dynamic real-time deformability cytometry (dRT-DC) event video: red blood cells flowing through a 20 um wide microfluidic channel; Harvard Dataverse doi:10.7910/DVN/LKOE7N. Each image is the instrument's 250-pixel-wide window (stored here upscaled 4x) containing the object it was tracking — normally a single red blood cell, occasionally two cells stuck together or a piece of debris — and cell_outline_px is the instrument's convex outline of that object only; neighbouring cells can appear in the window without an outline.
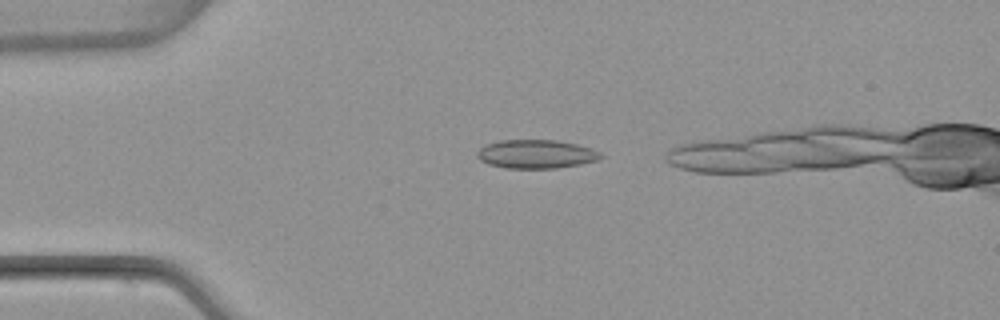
{"species": "common noctule bat (a hibernating species)", "species_latin": "Nyctalus noctula", "temperature_condition": "warm", "stored_images_in_passage": 35, "camera_frame_rate_fps": 3000, "um_per_image_px": 0.085, "animal": {"sex": "female", "body_mass_g": 22.7, "forearm_length_mm": 54.2}, "frame": {"image": 1, "passage_image": 5, "time_ms": 1.333, "image_size_px": [1000, 320], "cell_outline_px": [[604, 156], [600, 160], [580, 164], [556, 168], [504, 168], [488, 164], [480, 160], [476, 156], [476, 152], [484, 144], [500, 140], [556, 140], [576, 144], [592, 148], [600, 152]], "centroid_in_image_um": [45.56, 13.09], "position_along_channel_um": 39.4, "area_um2": 20.87}}
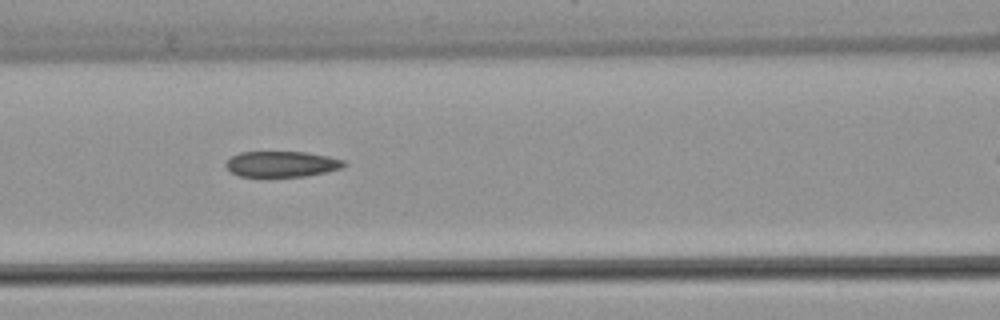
{"frame": {"image": 2, "passage_image": 15, "time_ms": 4.667, "image_size_px": [1000, 320], "cell_outline_px": [[348, 164], [340, 168], [308, 176], [240, 176], [232, 172], [224, 164], [232, 156], [240, 152], [308, 152], [328, 156], [344, 160]], "centroid_in_image_um": [23.97, 13.93], "position_along_channel_um": 142.6, "area_um2": 17.57}}
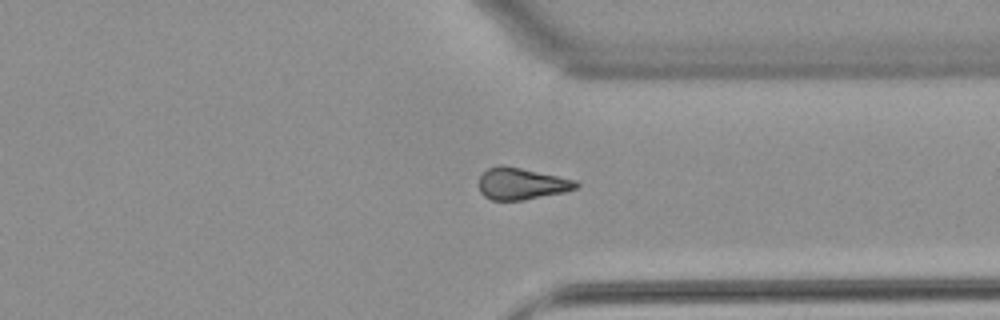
{"frame": {"image": 3, "passage_image": 32, "time_ms": 10.333, "image_size_px": [1000, 320], "cell_outline_px": [[580, 184], [576, 188], [564, 192], [524, 200], [492, 200], [484, 196], [480, 192], [480, 176], [488, 168], [500, 164], [504, 164], [576, 180]], "centroid_in_image_um": [44.32, 15.61], "position_along_channel_um": 367.1, "area_um2": 17.98}}